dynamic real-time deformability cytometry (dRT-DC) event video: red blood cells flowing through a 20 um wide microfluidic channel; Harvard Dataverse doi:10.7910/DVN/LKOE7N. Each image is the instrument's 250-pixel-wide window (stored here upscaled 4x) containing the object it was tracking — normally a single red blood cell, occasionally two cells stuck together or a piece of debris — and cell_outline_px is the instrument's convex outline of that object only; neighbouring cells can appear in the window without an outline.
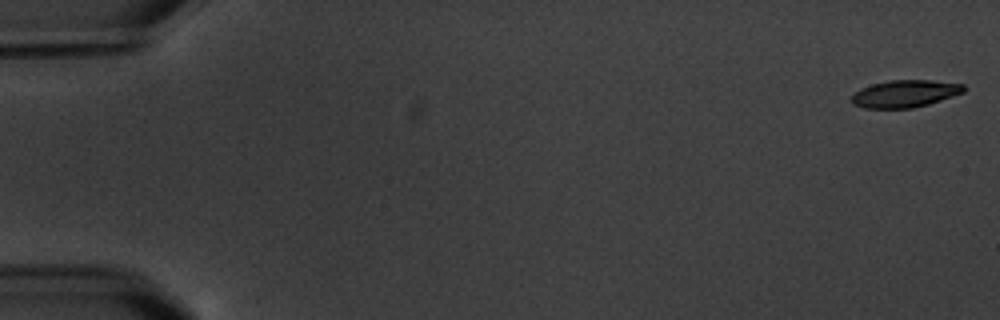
{"species": "common noctule bat (a hibernating species)", "species_latin": "Nyctalus noctula", "temperature_condition": "warm", "stored_images_in_passage": 6, "camera_frame_rate_fps": 3000, "um_per_image_px": 0.085, "animal": {"sex": "male", "body_mass_g": 20.1, "forearm_length_mm": 53.5}, "frame": {"image": 1, "passage_image": 1, "time_ms": 0.0, "image_size_px": [1000, 320], "cell_outline_px": [[964, 92], [928, 104], [912, 108], [864, 108], [852, 104], [852, 96], [860, 88], [872, 84], [888, 80], [932, 80], [964, 84]], "centroid_in_image_um": [76.9, 7.96], "position_along_channel_um": 8.1, "area_um2": 17.74}}
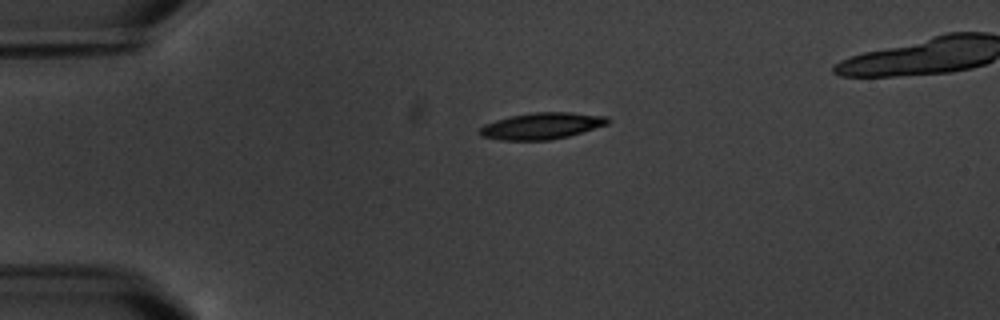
{"frame": {"image": 2, "passage_image": 4, "time_ms": 4.333, "image_size_px": [1000, 320], "cell_outline_px": [[608, 124], [568, 136], [548, 140], [500, 140], [480, 136], [476, 132], [484, 124], [496, 120], [512, 116], [532, 112], [568, 112], [608, 116]], "centroid_in_image_um": [46.0, 10.7], "position_along_channel_um": 39.0, "area_um2": 19.71}}